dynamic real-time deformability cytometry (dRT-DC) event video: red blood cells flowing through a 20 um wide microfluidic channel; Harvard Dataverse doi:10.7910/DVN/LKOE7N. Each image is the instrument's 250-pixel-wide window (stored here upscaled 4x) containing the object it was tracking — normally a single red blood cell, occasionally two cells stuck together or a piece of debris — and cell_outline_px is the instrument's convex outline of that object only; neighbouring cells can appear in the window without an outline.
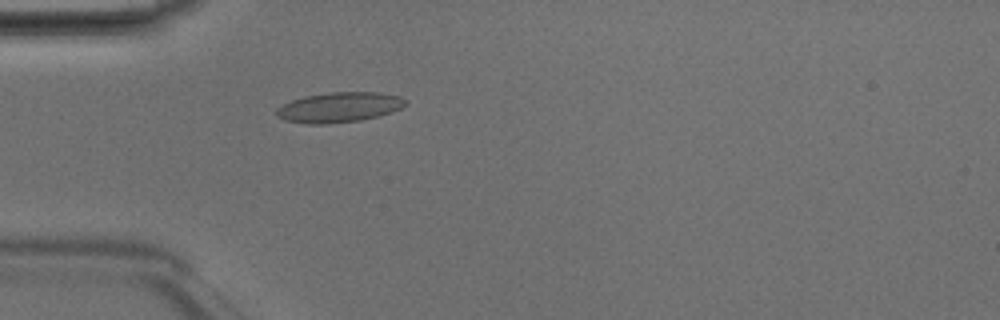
{"species": "Egyptian fruit bat (a non-hibernating species)", "species_latin": "Rousettus aegyptiacus", "temperature_condition": "room temperature", "stored_images_in_passage": 36, "camera_frame_rate_fps": 3000, "um_per_image_px": 0.085, "animal": {"sex": "male"}, "frame": {"image": 1, "passage_image": 2, "time_ms": 0.333, "image_size_px": [1000, 320], "cell_outline_px": [[408, 104], [392, 112], [380, 116], [360, 120], [328, 124], [308, 124], [284, 120], [276, 116], [276, 108], [292, 100], [304, 96], [328, 92], [380, 92], [400, 96], [408, 100]], "centroid_in_image_um": [28.86, 9.12], "position_along_channel_um": 56.1, "area_um2": 22.89}}
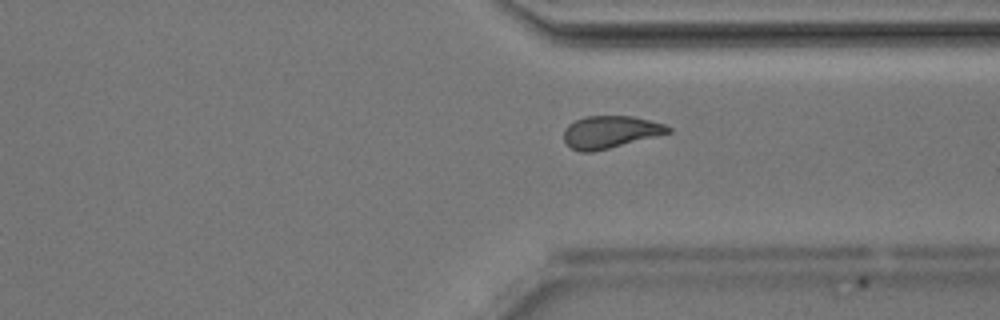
{"frame": {"image": 2, "passage_image": 24, "time_ms": 7.667, "image_size_px": [1000, 320], "cell_outline_px": [[672, 132], [592, 152], [580, 152], [572, 148], [564, 140], [564, 128], [568, 124], [584, 116], [632, 116], [664, 124], [672, 128]], "centroid_in_image_um": [51.85, 11.21], "position_along_channel_um": 359.5, "area_um2": 19.48}}
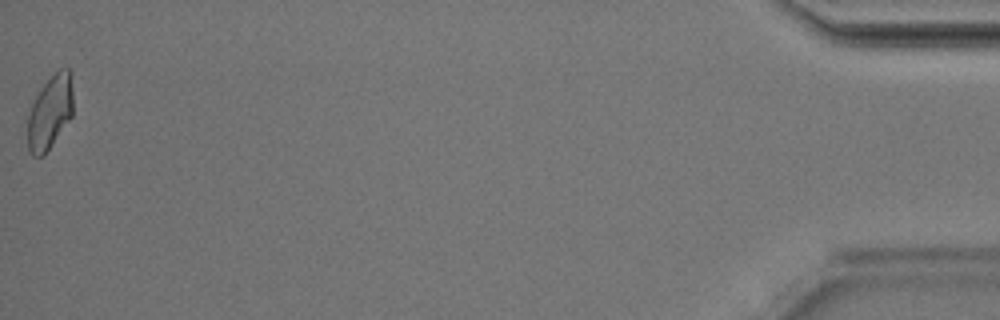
{"frame": {"image": 3, "passage_image": 36, "time_ms": 11.667, "image_size_px": [1000, 320], "cell_outline_px": [[72, 116], [44, 156], [32, 156], [28, 148], [28, 116], [32, 104], [40, 88], [60, 68], [68, 68], [72, 72]], "centroid_in_image_um": [4.26, 9.53], "position_along_channel_um": 430.9, "area_um2": 19.48}, "authors_computed_cell_mechanics": {"area_um2": 20.1144, "velocity_mm_per_s": 4.2128, "shape_relaxation_time_tau1_ms": 5.5604, "shape_relaxation_time_tau2_ms": 1.8657, "deformation_change_tau1": 0.1297, "deformation_change_tau2": 0.0688}}